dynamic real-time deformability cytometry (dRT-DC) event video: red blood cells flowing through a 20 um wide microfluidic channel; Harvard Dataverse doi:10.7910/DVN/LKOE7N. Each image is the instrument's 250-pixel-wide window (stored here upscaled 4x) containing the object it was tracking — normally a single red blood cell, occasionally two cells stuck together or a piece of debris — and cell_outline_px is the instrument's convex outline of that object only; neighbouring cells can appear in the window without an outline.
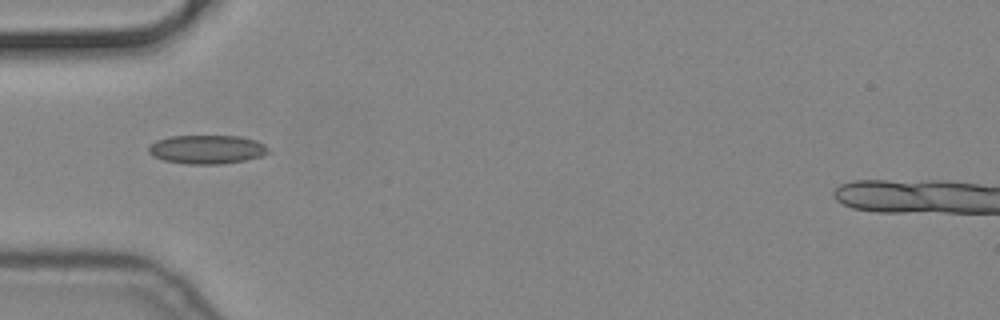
{"species": "common noctule bat (a hibernating species)", "species_latin": "Nyctalus noctula", "temperature_condition": "cold", "stored_images_in_passage": 5, "camera_frame_rate_fps": 3000, "um_per_image_px": 0.085, "animal": {"sex": "male", "body_mass_g": 19.2, "forearm_length_mm": 51.8}, "frame": {"image": 1, "passage_image": 1, "time_ms": 0.0, "image_size_px": [1000, 320], "cell_outline_px": [[272, 152], [264, 156], [224, 164], [184, 164], [164, 160], [152, 156], [148, 152], [148, 148], [156, 140], [168, 136], [240, 136], [256, 140], [264, 144]], "centroid_in_image_um": [17.62, 12.7], "position_along_channel_um": 67.4, "area_um2": 20.35}}